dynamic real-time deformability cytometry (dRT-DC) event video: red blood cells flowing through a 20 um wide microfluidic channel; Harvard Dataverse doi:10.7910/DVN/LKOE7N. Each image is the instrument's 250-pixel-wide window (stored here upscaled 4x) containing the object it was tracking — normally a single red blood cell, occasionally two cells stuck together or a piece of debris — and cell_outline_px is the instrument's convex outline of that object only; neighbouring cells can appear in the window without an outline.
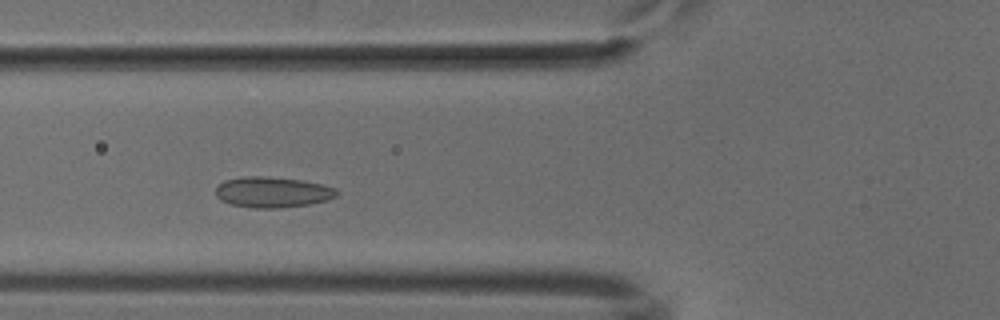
{"species": "common noctule bat (a hibernating species)", "species_latin": "Nyctalus noctula", "temperature_condition": "cold", "stored_images_in_passage": 47, "camera_frame_rate_fps": 3000, "um_per_image_px": 0.085, "animal": {"sex": "male", "body_mass_g": 18.8}, "frame": {"image": 1, "passage_image": 14, "time_ms": 4.333, "image_size_px": [1000, 320], "cell_outline_px": [[336, 196], [324, 200], [308, 204], [280, 208], [252, 208], [232, 204], [220, 200], [216, 196], [216, 188], [224, 180], [244, 176], [264, 176], [300, 180], [320, 184], [336, 188]], "centroid_in_image_um": [23.11, 16.33], "position_along_channel_um": 102.7, "area_um2": 21.39}}
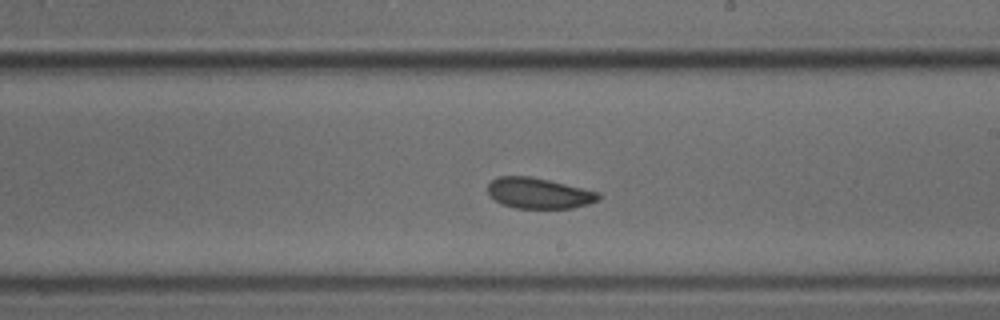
{"frame": {"image": 2, "passage_image": 25, "time_ms": 8.0, "image_size_px": [1000, 320], "cell_outline_px": [[600, 200], [588, 204], [572, 208], [516, 208], [504, 204], [496, 200], [488, 192], [488, 184], [496, 176], [532, 176], [600, 192]], "centroid_in_image_um": [45.83, 16.41], "position_along_channel_um": 243.2, "area_um2": 19.77}}
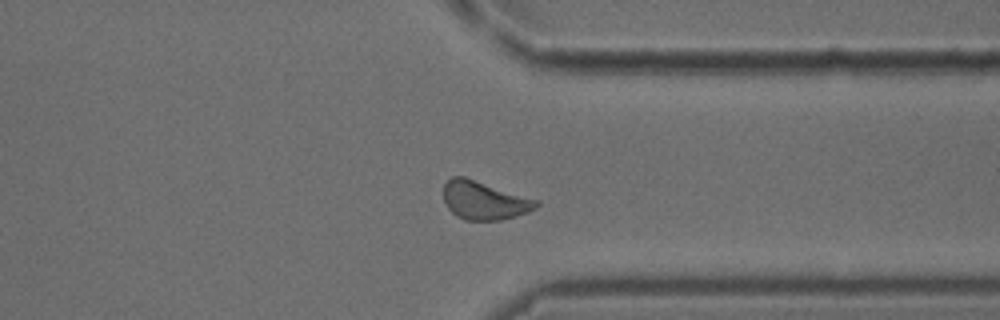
{"frame": {"image": 3, "passage_image": 35, "time_ms": 11.333, "image_size_px": [1000, 320], "cell_outline_px": [[540, 204], [536, 208], [528, 212], [500, 220], [464, 220], [456, 216], [448, 208], [444, 200], [444, 184], [452, 176], [464, 176], [540, 200]], "centroid_in_image_um": [41.17, 17.03], "position_along_channel_um": 370.2, "area_um2": 20.87}}